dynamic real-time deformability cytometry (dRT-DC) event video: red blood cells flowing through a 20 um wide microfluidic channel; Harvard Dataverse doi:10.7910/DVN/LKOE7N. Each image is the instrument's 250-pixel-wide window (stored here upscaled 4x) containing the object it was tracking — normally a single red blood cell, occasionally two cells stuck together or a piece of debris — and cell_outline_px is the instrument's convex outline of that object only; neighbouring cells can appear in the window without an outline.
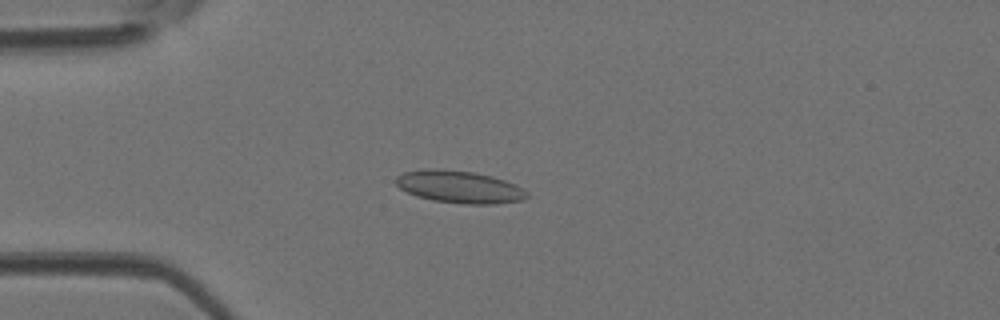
{"species": "Egyptian fruit bat (a non-hibernating species)", "species_latin": "Rousettus aegyptiacus", "temperature_condition": "room temperature", "stored_images_in_passage": 39, "camera_frame_rate_fps": 3000, "um_per_image_px": 0.085, "animal": {"sex": "female"}, "frame": {"image": 1, "passage_image": 6, "time_ms": 1.667, "image_size_px": [1000, 320], "cell_outline_px": [[528, 196], [524, 200], [496, 204], [464, 204], [432, 200], [416, 196], [400, 188], [392, 180], [396, 176], [404, 172], [424, 168], [432, 168], [472, 172], [492, 176], [516, 184], [528, 192]], "centroid_in_image_um": [39.03, 15.88], "position_along_channel_um": 46.0, "area_um2": 24.91}}
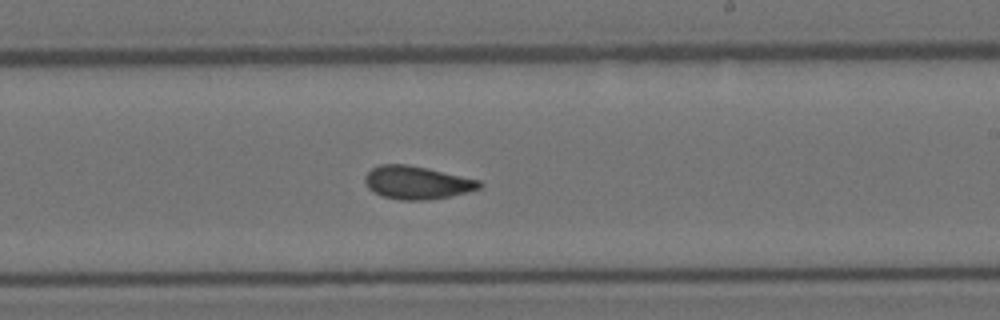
{"frame": {"image": 2, "passage_image": 21, "time_ms": 6.667, "image_size_px": [1000, 320], "cell_outline_px": [[484, 184], [480, 188], [468, 192], [428, 200], [400, 200], [384, 196], [368, 188], [364, 180], [364, 176], [372, 168], [380, 164], [408, 164], [428, 168], [480, 180]], "centroid_in_image_um": [35.45, 15.51], "position_along_channel_um": 253.5, "area_um2": 22.02}}
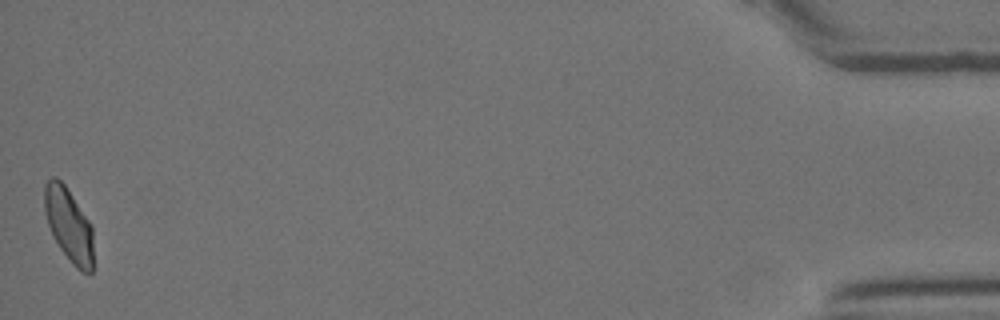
{"frame": {"image": 3, "passage_image": 39, "time_ms": 12.667, "image_size_px": [1000, 320], "cell_outline_px": [[92, 272], [80, 272], [72, 264], [60, 248], [52, 236], [44, 212], [44, 184], [52, 176], [56, 176], [64, 184], [92, 224]], "centroid_in_image_um": [5.83, 19.09], "position_along_channel_um": 429.4, "area_um2": 21.04}}